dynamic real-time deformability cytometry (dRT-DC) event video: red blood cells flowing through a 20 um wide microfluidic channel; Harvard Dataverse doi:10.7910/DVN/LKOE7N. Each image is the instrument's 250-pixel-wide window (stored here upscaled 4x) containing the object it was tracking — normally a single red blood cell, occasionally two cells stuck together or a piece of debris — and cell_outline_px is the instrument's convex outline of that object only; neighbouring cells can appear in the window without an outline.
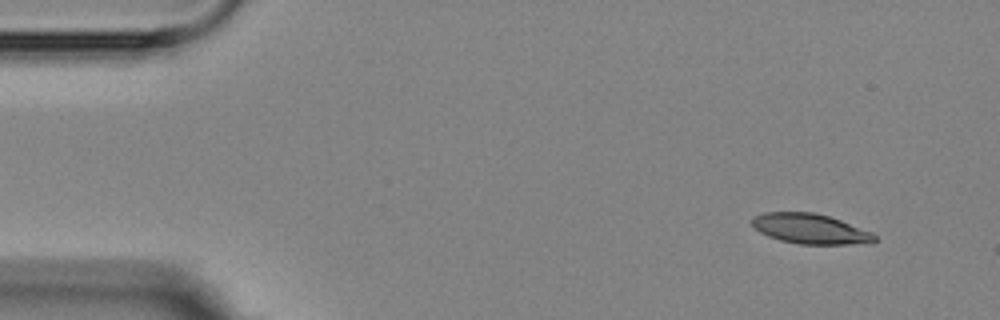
{"species": "Egyptian fruit bat (a non-hibernating species)", "species_latin": "Rousettus aegyptiacus", "temperature_condition": "room temperature", "stored_images_in_passage": 4, "camera_frame_rate_fps": 3000, "um_per_image_px": 0.085, "animal": {"sex": "female"}, "frame": {"image": 1, "passage_image": 1, "time_ms": 0.0, "image_size_px": [1000, 320], "cell_outline_px": [[876, 240], [872, 244], [800, 244], [780, 240], [768, 236], [760, 232], [752, 224], [752, 216], [764, 212], [812, 212], [828, 216], [840, 220], [872, 232], [876, 236]], "centroid_in_image_um": [68.89, 19.45], "position_along_channel_um": 16.1, "area_um2": 21.5}}
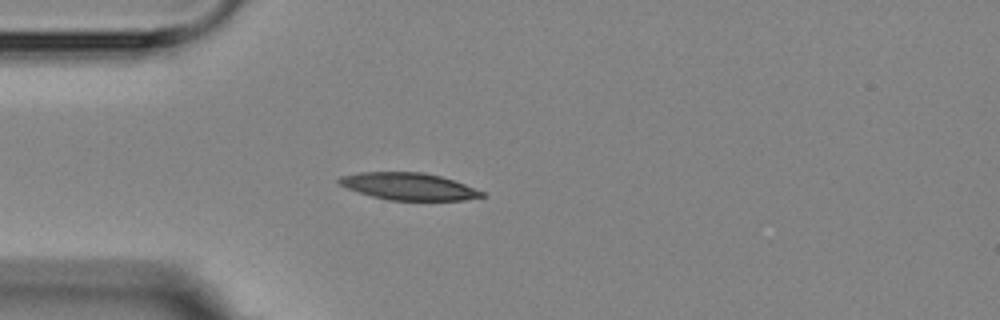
{"frame": {"image": 2, "passage_image": 3, "time_ms": 3.333, "image_size_px": [1000, 320], "cell_outline_px": [[488, 196], [464, 200], [388, 200], [372, 196], [348, 188], [340, 184], [336, 180], [340, 176], [360, 172], [424, 172], [440, 176], [464, 184], [484, 192]], "centroid_in_image_um": [34.75, 15.84], "position_along_channel_um": 50.2, "area_um2": 22.43}}